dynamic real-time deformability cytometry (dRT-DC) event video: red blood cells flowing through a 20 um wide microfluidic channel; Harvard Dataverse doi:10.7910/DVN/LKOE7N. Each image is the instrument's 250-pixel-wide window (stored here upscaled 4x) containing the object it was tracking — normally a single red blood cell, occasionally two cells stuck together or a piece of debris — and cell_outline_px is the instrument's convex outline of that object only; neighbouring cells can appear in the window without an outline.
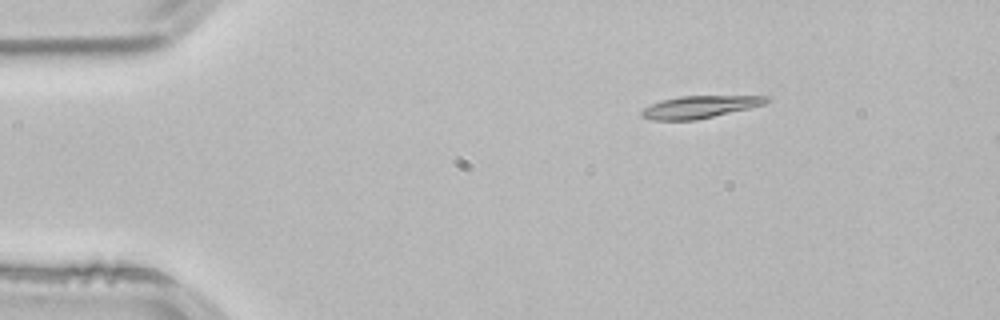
{"species": "common noctule bat (a hibernating species)", "species_latin": "Nyctalus noctula", "temperature_condition": "room temperature", "stored_images_in_passage": 3, "camera_frame_rate_fps": 3000, "um_per_image_px": 0.085, "animal": {"sex": "male", "body_mass_g": 21.5, "forearm_length_mm": 52.0}, "frame": {"image": 1, "passage_image": 3, "time_ms": 0.667, "image_size_px": [1000, 320], "cell_outline_px": [[772, 100], [764, 104], [748, 108], [696, 120], [652, 120], [640, 116], [640, 112], [644, 108], [660, 100], [680, 96], [772, 96]], "centroid_in_image_um": [59.47, 9.08], "position_along_channel_um": 25.5, "area_um2": 16.18}}